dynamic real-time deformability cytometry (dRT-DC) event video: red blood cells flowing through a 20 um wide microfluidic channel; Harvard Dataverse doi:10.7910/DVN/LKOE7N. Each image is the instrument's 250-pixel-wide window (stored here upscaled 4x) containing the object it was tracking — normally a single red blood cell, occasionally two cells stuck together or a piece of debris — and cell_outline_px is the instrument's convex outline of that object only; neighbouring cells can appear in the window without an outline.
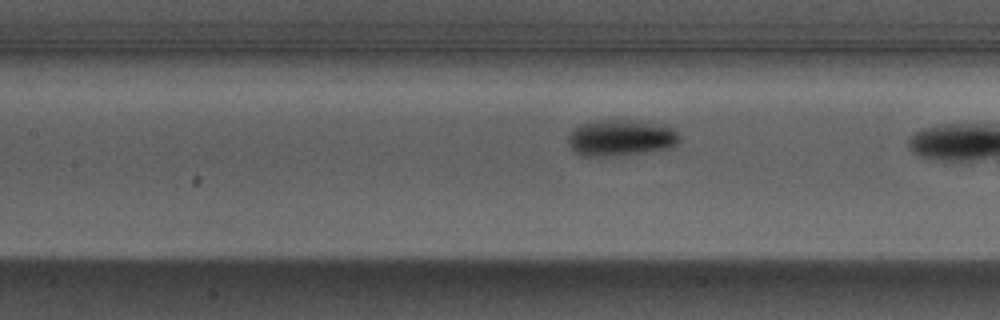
{"species": "Egyptian fruit bat (a non-hibernating species)", "species_latin": "Rousettus aegyptiacus", "temperature_condition": "warm", "stored_images_in_passage": 35, "camera_frame_rate_fps": 3000, "um_per_image_px": 0.085, "animal": {"sex": "male"}, "frame": {"image": 1, "passage_image": 17, "time_ms": 5.333, "image_size_px": [1000, 320], "cell_outline_px": [[680, 140], [672, 148], [616, 156], [584, 156], [576, 152], [568, 144], [568, 132], [572, 128], [580, 124], [592, 120], [644, 120], [676, 128], [680, 136]], "centroid_in_image_um": [52.79, 11.69], "position_along_channel_um": 154.6, "area_um2": 24.16}}
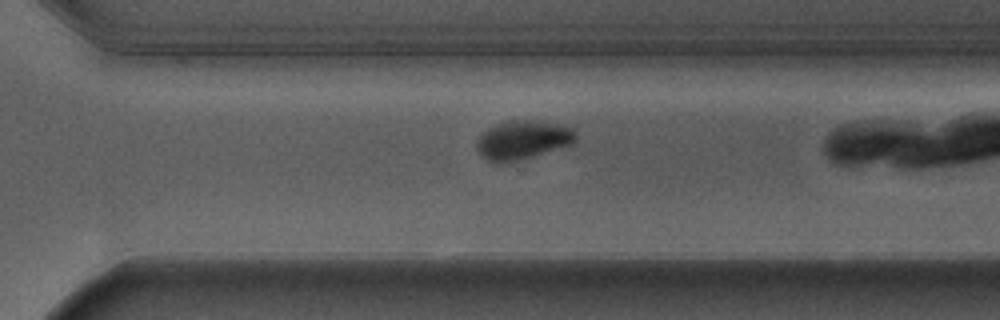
{"frame": {"image": 2, "passage_image": 31, "time_ms": 10.0, "image_size_px": [1000, 320], "cell_outline_px": [[576, 140], [572, 144], [516, 160], [500, 164], [488, 160], [480, 152], [476, 144], [476, 140], [488, 128], [496, 124], [508, 120], [524, 120], [564, 124], [572, 128], [576, 136]], "centroid_in_image_um": [44.43, 11.87], "position_along_channel_um": 326.2, "area_um2": 21.96}}
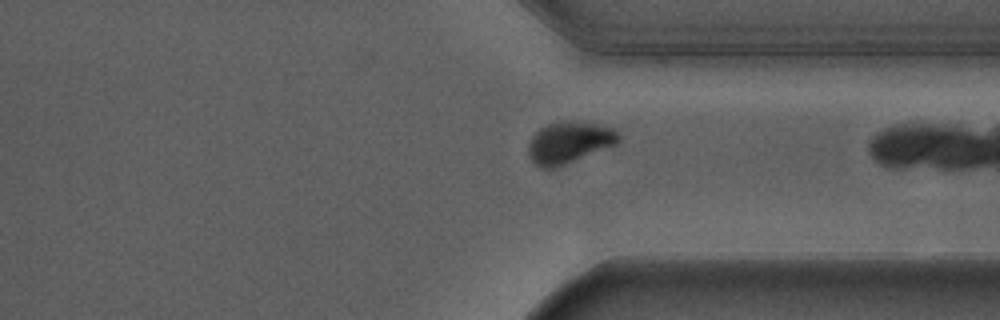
{"frame": {"image": 3, "passage_image": 34, "time_ms": 11.0, "image_size_px": [1000, 320], "cell_outline_px": [[620, 140], [616, 144], [556, 168], [540, 168], [532, 160], [528, 152], [528, 144], [532, 136], [540, 128], [548, 124], [560, 120], [580, 120], [616, 128], [620, 136]], "centroid_in_image_um": [48.4, 12.08], "position_along_channel_um": 363.0, "area_um2": 22.2}}